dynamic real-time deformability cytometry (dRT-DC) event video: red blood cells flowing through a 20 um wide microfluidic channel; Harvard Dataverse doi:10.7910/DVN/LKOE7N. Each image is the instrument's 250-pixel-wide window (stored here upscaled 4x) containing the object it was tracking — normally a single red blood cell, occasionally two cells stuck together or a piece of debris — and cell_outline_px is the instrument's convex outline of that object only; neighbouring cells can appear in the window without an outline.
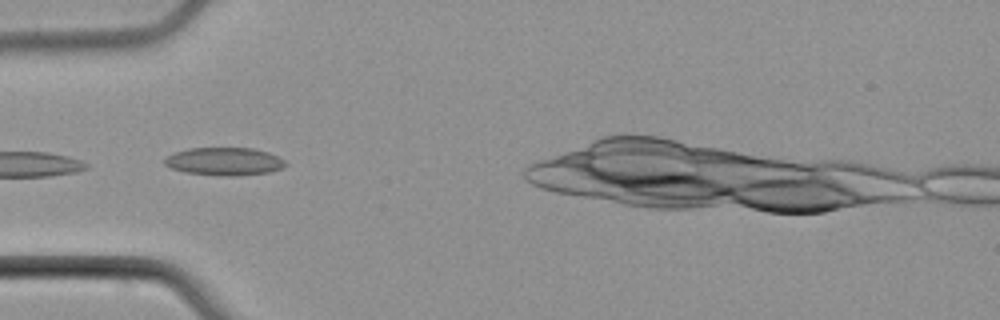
{"species": "common noctule bat (a hibernating species)", "species_latin": "Nyctalus noctula", "temperature_condition": "cold", "stored_images_in_passage": 5, "camera_frame_rate_fps": 3000, "um_per_image_px": 0.085, "animal": {"sex": "male", "body_mass_g": 21.5, "forearm_length_mm": 52.0}, "frame": {"image": 1, "passage_image": 3, "time_ms": 2.333, "image_size_px": [1000, 320], "cell_outline_px": [[288, 164], [284, 168], [268, 172], [236, 176], [216, 176], [188, 172], [172, 168], [164, 164], [164, 160], [168, 156], [176, 152], [188, 148], [252, 148], [268, 152], [284, 160]], "centroid_in_image_um": [19.1, 13.72], "position_along_channel_um": 65.9, "area_um2": 19.59}}
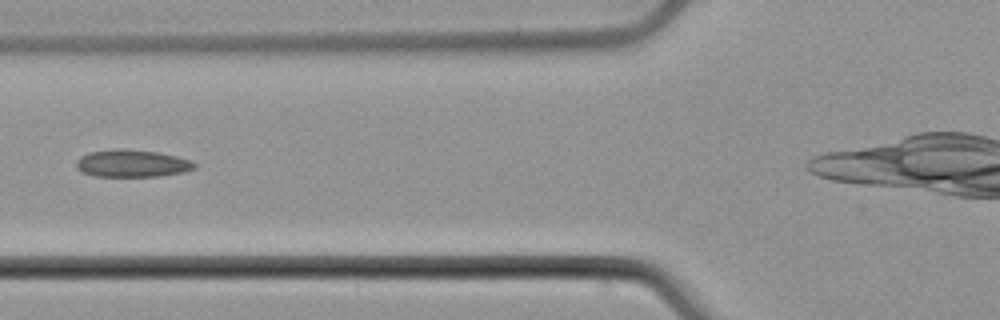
{"frame": {"image": 2, "passage_image": 4, "time_ms": 3.667, "image_size_px": [1000, 320], "cell_outline_px": [[196, 168], [184, 172], [160, 176], [96, 176], [84, 172], [76, 168], [76, 160], [80, 156], [88, 152], [116, 148], [156, 152], [176, 156], [188, 160], [196, 164]], "centroid_in_image_um": [11.2, 13.89], "position_along_channel_um": 114.6, "area_um2": 18.73}}
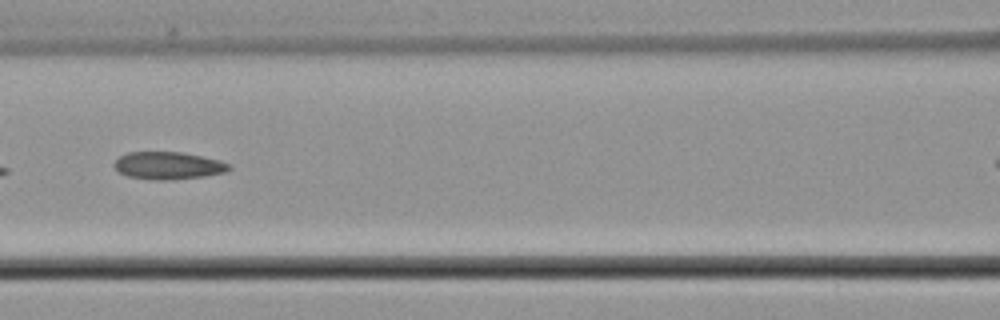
{"frame": {"image": 3, "passage_image": 5, "time_ms": 4.667, "image_size_px": [1000, 320], "cell_outline_px": [[232, 168], [224, 172], [204, 176], [164, 180], [156, 180], [128, 176], [120, 172], [112, 164], [120, 156], [128, 152], [180, 152], [220, 160], [232, 164]], "centroid_in_image_um": [14.31, 14.07], "position_along_channel_um": 152.3, "area_um2": 18.21}}